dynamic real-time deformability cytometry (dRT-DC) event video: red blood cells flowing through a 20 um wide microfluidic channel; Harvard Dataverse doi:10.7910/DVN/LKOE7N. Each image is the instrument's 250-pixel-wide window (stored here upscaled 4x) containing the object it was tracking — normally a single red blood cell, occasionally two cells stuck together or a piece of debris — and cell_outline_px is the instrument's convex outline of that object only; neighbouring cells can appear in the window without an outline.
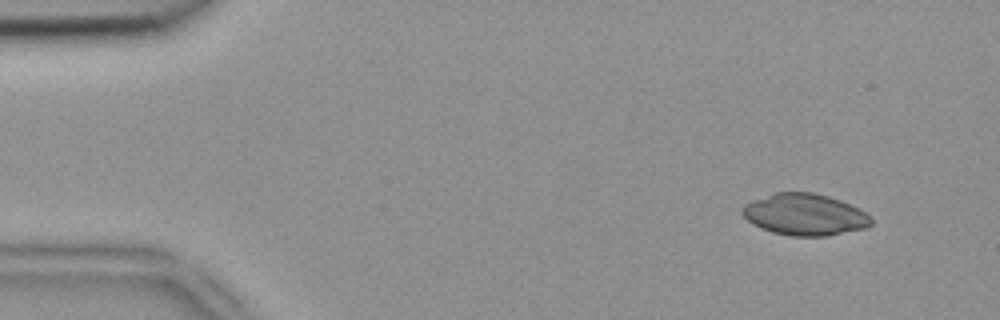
{"species": "common noctule bat (a hibernating species)", "species_latin": "Nyctalus noctula", "temperature_condition": "room temperature", "stored_images_in_passage": 4, "camera_frame_rate_fps": 3000, "um_per_image_px": 0.085, "animal": {"sex": "female", "body_mass_g": 18.4}, "frame": {"image": 1, "passage_image": 2, "time_ms": 0.333, "image_size_px": [1000, 320], "cell_outline_px": [[872, 224], [868, 228], [824, 236], [792, 236], [772, 232], [760, 228], [752, 224], [740, 212], [740, 208], [744, 204], [752, 200], [772, 192], [812, 192], [828, 196], [840, 200], [864, 212], [872, 220]], "centroid_in_image_um": [68.35, 18.23], "position_along_channel_um": 16.7, "area_um2": 31.33}}